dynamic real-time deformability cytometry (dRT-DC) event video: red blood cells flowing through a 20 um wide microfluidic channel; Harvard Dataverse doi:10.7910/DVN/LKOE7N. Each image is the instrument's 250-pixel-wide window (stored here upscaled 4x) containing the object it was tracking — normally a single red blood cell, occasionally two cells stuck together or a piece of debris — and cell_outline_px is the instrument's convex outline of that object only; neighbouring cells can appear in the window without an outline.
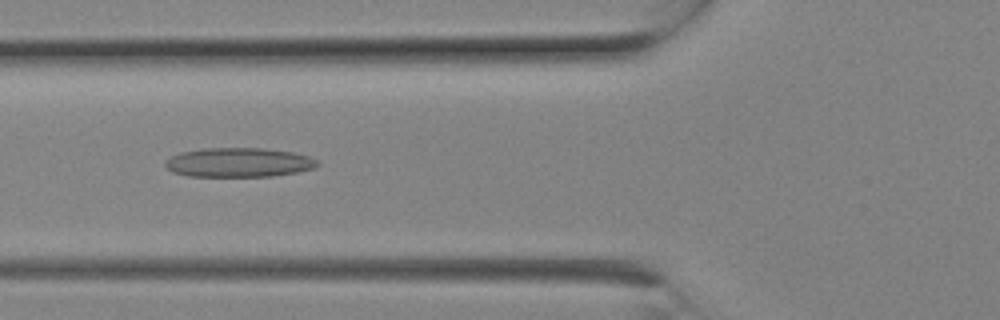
{"species": "Egyptian fruit bat (a non-hibernating species)", "species_latin": "Rousettus aegyptiacus", "temperature_condition": "room temperature", "stored_images_in_passage": 9, "camera_frame_rate_fps": 3000, "um_per_image_px": 0.085, "animal": {"sex": "female"}, "frame": {"image": 1, "passage_image": 8, "time_ms": 2.333, "image_size_px": [1000, 320], "cell_outline_px": [[320, 164], [316, 168], [296, 172], [272, 176], [188, 176], [172, 172], [164, 164], [164, 160], [168, 156], [180, 152], [204, 148], [260, 148], [292, 152], [308, 156], [316, 160]], "centroid_in_image_um": [20.25, 13.8], "position_along_channel_um": 105.6, "area_um2": 26.07}}
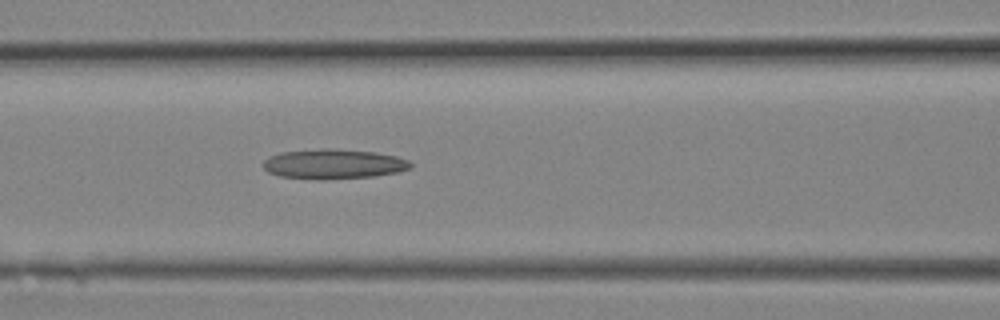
{"frame": {"image": 2, "passage_image": 9, "time_ms": 2.667, "image_size_px": [1000, 320], "cell_outline_px": [[412, 168], [396, 172], [376, 176], [280, 176], [268, 172], [264, 168], [264, 160], [268, 156], [280, 152], [328, 148], [332, 148], [376, 152], [396, 156], [408, 160], [412, 164]], "centroid_in_image_um": [28.39, 13.87], "position_along_channel_um": 138.2, "area_um2": 24.33}}